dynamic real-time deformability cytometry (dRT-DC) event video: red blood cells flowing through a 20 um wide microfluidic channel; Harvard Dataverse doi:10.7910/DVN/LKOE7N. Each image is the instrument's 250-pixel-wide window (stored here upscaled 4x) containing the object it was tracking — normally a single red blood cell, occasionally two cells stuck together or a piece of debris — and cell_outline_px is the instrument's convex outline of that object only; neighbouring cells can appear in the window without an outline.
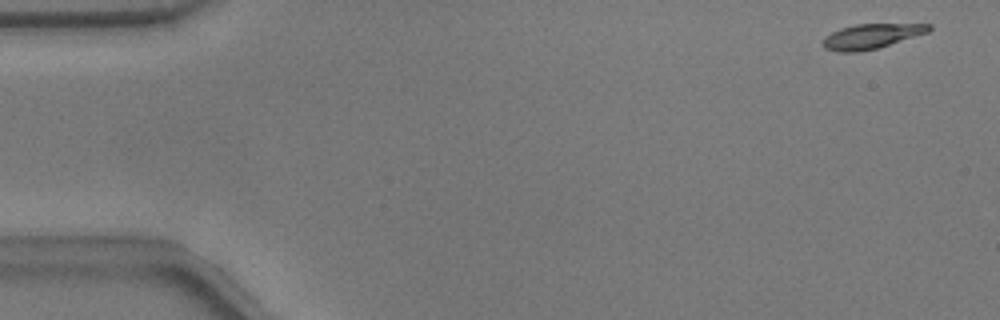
{"species": "common noctule bat (a hibernating species)", "species_latin": "Nyctalus noctula", "temperature_condition": "warm", "stored_images_in_passage": 7, "camera_frame_rate_fps": 3000, "um_per_image_px": 0.085, "animal": {"sex": "male", "body_mass_g": 17.9}, "frame": {"image": 1, "passage_image": 1, "time_ms": 0.0, "image_size_px": [1000, 320], "cell_outline_px": [[932, 28], [928, 32], [876, 48], [860, 52], [840, 52], [824, 48], [824, 36], [840, 28], [856, 24], [932, 24]], "centroid_in_image_um": [74.05, 3.07], "position_along_channel_um": 11.0, "area_um2": 15.09}}